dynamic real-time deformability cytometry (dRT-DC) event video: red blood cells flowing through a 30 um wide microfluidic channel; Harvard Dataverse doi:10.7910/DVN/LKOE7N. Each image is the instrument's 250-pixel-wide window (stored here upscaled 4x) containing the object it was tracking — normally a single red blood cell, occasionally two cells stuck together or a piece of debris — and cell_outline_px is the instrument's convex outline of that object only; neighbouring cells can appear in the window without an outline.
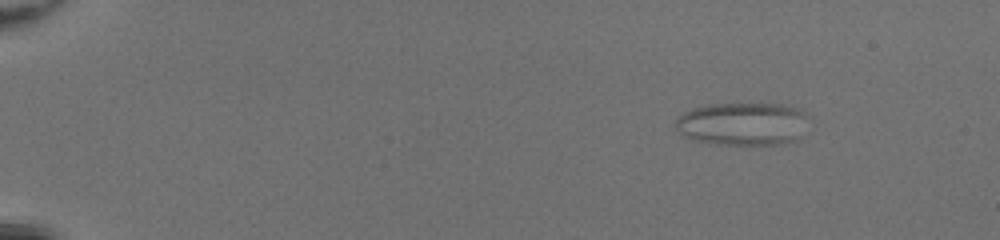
{"species": "common noctule bat (a hibernating species)", "species_latin": "Nyctalus noctula", "temperature_condition": "room temperature", "stored_images_in_passage": 52, "camera_frame_rate_fps": 3000, "um_per_image_px": 0.085, "animal": {"sex": "female", "body_mass_g": 20.0, "forearm_length_mm": 54.0}, "frame": {"image": 1, "passage_image": 8, "time_ms": 2.333, "image_size_px": [1000, 240], "cell_outline_px": [[808, 116], [800, 136], [796, 140], [780, 144], [708, 144], [684, 136], [676, 128], [676, 116], [692, 108], [708, 104], [780, 104], [796, 108], [808, 112]], "centroid_in_image_um": [63.11, 10.52], "position_along_channel_um": 21.9, "area_um2": 33.41}}
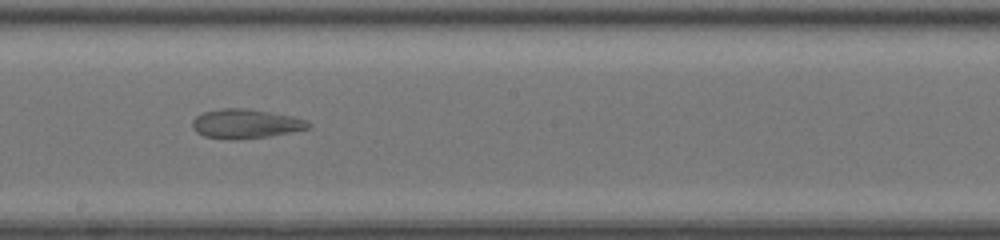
{"frame": {"image": 2, "passage_image": 32, "time_ms": 10.333, "image_size_px": [1000, 240], "cell_outline_px": [[312, 124], [308, 128], [268, 136], [236, 140], [232, 140], [204, 136], [196, 132], [192, 128], [192, 120], [196, 116], [204, 112], [224, 108], [252, 108], [292, 116], [308, 120]], "centroid_in_image_um": [20.87, 10.51], "position_along_channel_um": 227.3, "area_um2": 19.88}}
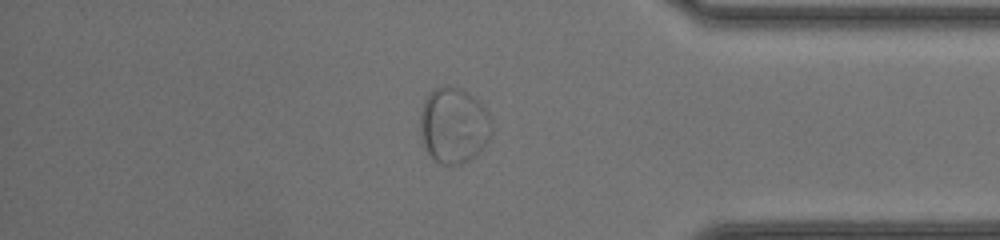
{"frame": {"image": 3, "passage_image": 45, "time_ms": 14.667, "image_size_px": [1000, 240], "cell_outline_px": [[492, 132], [488, 140], [476, 156], [460, 164], [440, 164], [428, 152], [420, 136], [420, 112], [424, 100], [428, 92], [432, 88], [448, 84], [460, 88], [468, 92], [488, 112], [492, 120]], "centroid_in_image_um": [38.55, 10.62], "position_along_channel_um": 396.6, "area_um2": 31.85}}